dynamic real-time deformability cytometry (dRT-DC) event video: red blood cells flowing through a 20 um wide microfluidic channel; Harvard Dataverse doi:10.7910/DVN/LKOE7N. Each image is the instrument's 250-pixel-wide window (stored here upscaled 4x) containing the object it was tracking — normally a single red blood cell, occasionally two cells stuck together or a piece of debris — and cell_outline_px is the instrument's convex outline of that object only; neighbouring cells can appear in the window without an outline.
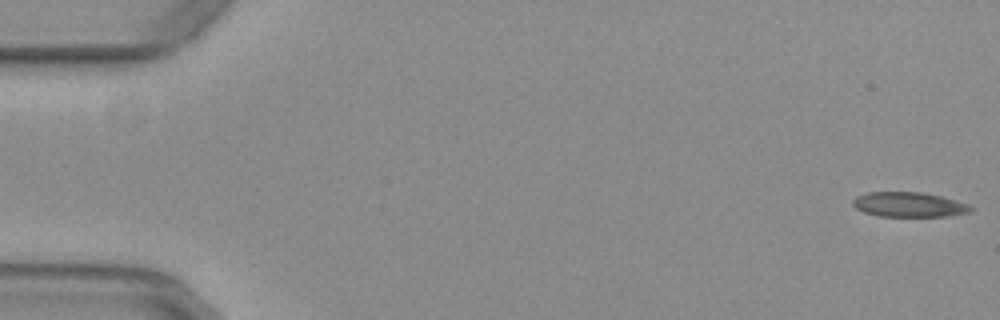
{"species": "common noctule bat (a hibernating species)", "species_latin": "Nyctalus noctula", "temperature_condition": "warm", "stored_images_in_passage": 53, "camera_frame_rate_fps": 3000, "um_per_image_px": 0.085, "animal": {"sex": "female", "body_mass_g": 29.2, "forearm_length_mm": 56.3}, "frame": {"image": 1, "passage_image": 1, "time_ms": 0.0, "image_size_px": [1000, 320], "cell_outline_px": [[972, 212], [948, 216], [880, 216], [864, 212], [856, 208], [852, 204], [852, 200], [856, 196], [868, 192], [924, 192], [940, 196], [968, 204], [972, 208]], "centroid_in_image_um": [77.25, 17.39], "position_along_channel_um": 7.8, "area_um2": 16.99}}
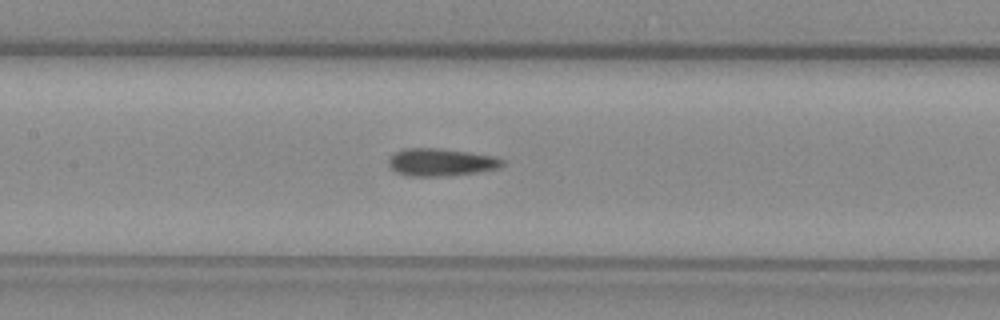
{"frame": {"image": 2, "passage_image": 25, "time_ms": 8.0, "image_size_px": [1000, 320], "cell_outline_px": [[504, 164], [500, 168], [476, 172], [448, 176], [408, 176], [396, 172], [388, 164], [388, 160], [396, 152], [408, 148], [436, 148], [468, 152], [496, 156], [504, 160]], "centroid_in_image_um": [37.51, 13.79], "position_along_channel_um": 169.9, "area_um2": 18.21}}
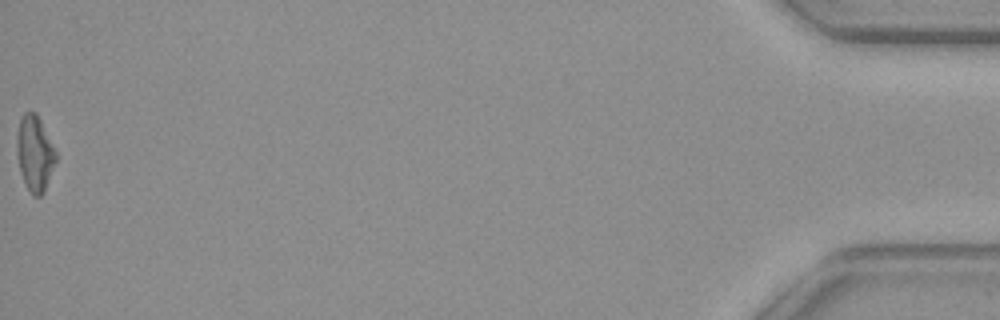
{"frame": {"image": 3, "passage_image": 53, "time_ms": 17.333, "image_size_px": [1000, 320], "cell_outline_px": [[56, 160], [44, 192], [40, 196], [32, 196], [20, 172], [16, 152], [16, 136], [20, 120], [24, 112], [36, 112], [56, 152]], "centroid_in_image_um": [2.93, 13.04], "position_along_channel_um": 432.3, "area_um2": 16.99}, "authors_computed_cell_mechanics": {"area_um2": 17.8024, "velocity_mm_per_s": 3.9481, "shape_relaxation_time_tau1_ms": null, "shape_relaxation_time_tau2_ms": 2.3599, "deformation_change_tau1": null, "deformation_change_tau2": 0.0962}}